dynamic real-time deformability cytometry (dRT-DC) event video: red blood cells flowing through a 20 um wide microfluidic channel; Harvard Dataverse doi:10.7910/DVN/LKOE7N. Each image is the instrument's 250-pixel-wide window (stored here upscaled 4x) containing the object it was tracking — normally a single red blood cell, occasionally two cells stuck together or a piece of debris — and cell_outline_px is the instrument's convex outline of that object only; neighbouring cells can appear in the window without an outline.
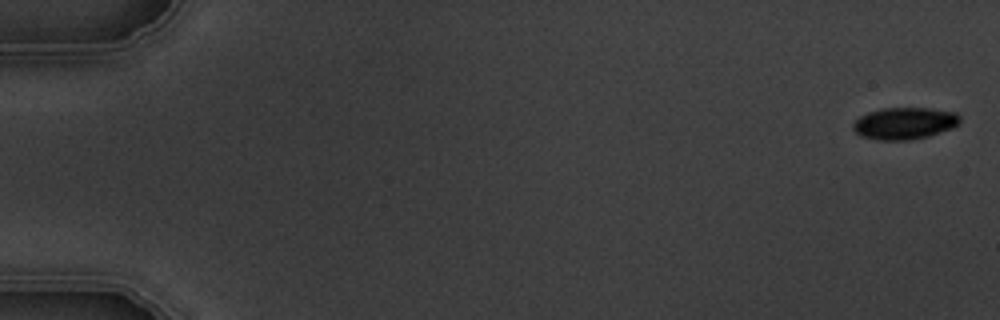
{"species": "common noctule bat (a hibernating species)", "species_latin": "Nyctalus noctula", "temperature_condition": "warm", "stored_images_in_passage": 5, "camera_frame_rate_fps": 3000, "um_per_image_px": 0.085, "animal": {"sex": "male", "body_mass_g": 19.5, "forearm_length_mm": 54.6}, "frame": {"image": 1, "passage_image": 1, "time_ms": 0.0, "image_size_px": [1000, 320], "cell_outline_px": [[960, 124], [952, 128], [928, 136], [908, 140], [880, 140], [860, 136], [852, 128], [852, 124], [860, 116], [868, 112], [880, 108], [932, 108], [956, 112], [960, 116]], "centroid_in_image_um": [76.89, 10.47], "position_along_channel_um": 8.1, "area_um2": 20.0}}
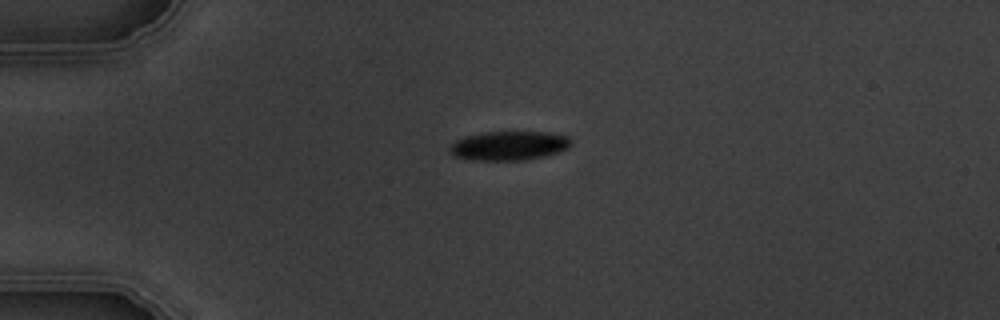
{"frame": {"image": 2, "passage_image": 4, "time_ms": 4.333, "image_size_px": [1000, 320], "cell_outline_px": [[572, 144], [568, 148], [544, 156], [524, 160], [472, 160], [452, 156], [448, 152], [448, 148], [456, 140], [464, 136], [484, 132], [548, 132], [568, 136], [572, 140]], "centroid_in_image_um": [43.23, 12.38], "position_along_channel_um": 41.8, "area_um2": 20.75}}